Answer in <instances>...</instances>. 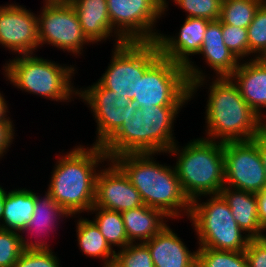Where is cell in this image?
Returning <instances> with one entry per match:
<instances>
[{"label":"cell","mask_w":266,"mask_h":267,"mask_svg":"<svg viewBox=\"0 0 266 267\" xmlns=\"http://www.w3.org/2000/svg\"><path fill=\"white\" fill-rule=\"evenodd\" d=\"M44 194L45 195L42 197L41 195L38 196V193H35L34 212L26 229L22 232L23 234L29 232L31 235L39 234V236H44L45 234H48V232L50 233V230L53 232L52 229L59 225L56 223L62 217H72L54 201L48 191H45Z\"/></svg>","instance_id":"25"},{"label":"cell","mask_w":266,"mask_h":267,"mask_svg":"<svg viewBox=\"0 0 266 267\" xmlns=\"http://www.w3.org/2000/svg\"><path fill=\"white\" fill-rule=\"evenodd\" d=\"M197 267H248V262L244 251L198 247Z\"/></svg>","instance_id":"31"},{"label":"cell","mask_w":266,"mask_h":267,"mask_svg":"<svg viewBox=\"0 0 266 267\" xmlns=\"http://www.w3.org/2000/svg\"><path fill=\"white\" fill-rule=\"evenodd\" d=\"M198 54L204 55L205 62L216 73L215 77H230L240 63L224 44L222 25L218 20L208 24Z\"/></svg>","instance_id":"20"},{"label":"cell","mask_w":266,"mask_h":267,"mask_svg":"<svg viewBox=\"0 0 266 267\" xmlns=\"http://www.w3.org/2000/svg\"><path fill=\"white\" fill-rule=\"evenodd\" d=\"M182 240L166 225L144 242L150 250L154 267H197V250L191 252Z\"/></svg>","instance_id":"18"},{"label":"cell","mask_w":266,"mask_h":267,"mask_svg":"<svg viewBox=\"0 0 266 267\" xmlns=\"http://www.w3.org/2000/svg\"><path fill=\"white\" fill-rule=\"evenodd\" d=\"M61 157V158H60ZM58 155L47 191L70 216L89 212L95 202L96 176L108 156L99 145L76 146Z\"/></svg>","instance_id":"1"},{"label":"cell","mask_w":266,"mask_h":267,"mask_svg":"<svg viewBox=\"0 0 266 267\" xmlns=\"http://www.w3.org/2000/svg\"><path fill=\"white\" fill-rule=\"evenodd\" d=\"M142 110L138 108L133 116L124 120L121 127L101 146L112 160L127 153H142Z\"/></svg>","instance_id":"23"},{"label":"cell","mask_w":266,"mask_h":267,"mask_svg":"<svg viewBox=\"0 0 266 267\" xmlns=\"http://www.w3.org/2000/svg\"><path fill=\"white\" fill-rule=\"evenodd\" d=\"M183 9L186 17L204 18L209 21H217L220 17L222 0H173Z\"/></svg>","instance_id":"33"},{"label":"cell","mask_w":266,"mask_h":267,"mask_svg":"<svg viewBox=\"0 0 266 267\" xmlns=\"http://www.w3.org/2000/svg\"><path fill=\"white\" fill-rule=\"evenodd\" d=\"M106 267H124V266L115 258Z\"/></svg>","instance_id":"43"},{"label":"cell","mask_w":266,"mask_h":267,"mask_svg":"<svg viewBox=\"0 0 266 267\" xmlns=\"http://www.w3.org/2000/svg\"><path fill=\"white\" fill-rule=\"evenodd\" d=\"M35 207V192L26 188L4 189V209L0 228L21 233L26 229Z\"/></svg>","instance_id":"22"},{"label":"cell","mask_w":266,"mask_h":267,"mask_svg":"<svg viewBox=\"0 0 266 267\" xmlns=\"http://www.w3.org/2000/svg\"><path fill=\"white\" fill-rule=\"evenodd\" d=\"M3 96L4 95L1 94V91H0V122H13L11 121L10 117L7 115L9 113L8 106H7L8 104H6L7 103L5 101L6 99Z\"/></svg>","instance_id":"41"},{"label":"cell","mask_w":266,"mask_h":267,"mask_svg":"<svg viewBox=\"0 0 266 267\" xmlns=\"http://www.w3.org/2000/svg\"><path fill=\"white\" fill-rule=\"evenodd\" d=\"M4 209V188L0 185V220L3 215Z\"/></svg>","instance_id":"42"},{"label":"cell","mask_w":266,"mask_h":267,"mask_svg":"<svg viewBox=\"0 0 266 267\" xmlns=\"http://www.w3.org/2000/svg\"><path fill=\"white\" fill-rule=\"evenodd\" d=\"M20 234L0 228V267H13L24 250L50 249L44 240L30 241Z\"/></svg>","instance_id":"26"},{"label":"cell","mask_w":266,"mask_h":267,"mask_svg":"<svg viewBox=\"0 0 266 267\" xmlns=\"http://www.w3.org/2000/svg\"><path fill=\"white\" fill-rule=\"evenodd\" d=\"M76 235L79 250L88 257L99 258L104 262L102 267H106L116 258V251L107 243L97 225L89 218L78 219L76 224Z\"/></svg>","instance_id":"24"},{"label":"cell","mask_w":266,"mask_h":267,"mask_svg":"<svg viewBox=\"0 0 266 267\" xmlns=\"http://www.w3.org/2000/svg\"><path fill=\"white\" fill-rule=\"evenodd\" d=\"M244 252L248 267H266V237L250 239Z\"/></svg>","instance_id":"37"},{"label":"cell","mask_w":266,"mask_h":267,"mask_svg":"<svg viewBox=\"0 0 266 267\" xmlns=\"http://www.w3.org/2000/svg\"><path fill=\"white\" fill-rule=\"evenodd\" d=\"M68 2L77 14L84 35L92 44L110 39L113 35L114 47L126 42L111 26L107 0H69Z\"/></svg>","instance_id":"16"},{"label":"cell","mask_w":266,"mask_h":267,"mask_svg":"<svg viewBox=\"0 0 266 267\" xmlns=\"http://www.w3.org/2000/svg\"><path fill=\"white\" fill-rule=\"evenodd\" d=\"M182 106H156L142 110V153H167L177 142L173 136L174 120ZM173 128V129H172Z\"/></svg>","instance_id":"15"},{"label":"cell","mask_w":266,"mask_h":267,"mask_svg":"<svg viewBox=\"0 0 266 267\" xmlns=\"http://www.w3.org/2000/svg\"><path fill=\"white\" fill-rule=\"evenodd\" d=\"M257 202L260 223L266 228V189L257 194Z\"/></svg>","instance_id":"40"},{"label":"cell","mask_w":266,"mask_h":267,"mask_svg":"<svg viewBox=\"0 0 266 267\" xmlns=\"http://www.w3.org/2000/svg\"><path fill=\"white\" fill-rule=\"evenodd\" d=\"M52 249L24 250L13 267H61Z\"/></svg>","instance_id":"36"},{"label":"cell","mask_w":266,"mask_h":267,"mask_svg":"<svg viewBox=\"0 0 266 267\" xmlns=\"http://www.w3.org/2000/svg\"><path fill=\"white\" fill-rule=\"evenodd\" d=\"M253 140L258 144L266 175V127L258 135H256Z\"/></svg>","instance_id":"39"},{"label":"cell","mask_w":266,"mask_h":267,"mask_svg":"<svg viewBox=\"0 0 266 267\" xmlns=\"http://www.w3.org/2000/svg\"><path fill=\"white\" fill-rule=\"evenodd\" d=\"M155 155L127 153L112 160L138 190L144 205L159 209L172 220L178 219L181 214L183 217V213L189 218L191 201L181 188L175 168L156 162Z\"/></svg>","instance_id":"2"},{"label":"cell","mask_w":266,"mask_h":267,"mask_svg":"<svg viewBox=\"0 0 266 267\" xmlns=\"http://www.w3.org/2000/svg\"><path fill=\"white\" fill-rule=\"evenodd\" d=\"M212 80L205 107V139L222 143L253 140L266 122L250 108L230 77Z\"/></svg>","instance_id":"3"},{"label":"cell","mask_w":266,"mask_h":267,"mask_svg":"<svg viewBox=\"0 0 266 267\" xmlns=\"http://www.w3.org/2000/svg\"><path fill=\"white\" fill-rule=\"evenodd\" d=\"M0 45L18 56L36 54L38 16L16 3L0 5Z\"/></svg>","instance_id":"13"},{"label":"cell","mask_w":266,"mask_h":267,"mask_svg":"<svg viewBox=\"0 0 266 267\" xmlns=\"http://www.w3.org/2000/svg\"><path fill=\"white\" fill-rule=\"evenodd\" d=\"M224 44L239 62L248 57V32L246 28L235 27L220 22Z\"/></svg>","instance_id":"35"},{"label":"cell","mask_w":266,"mask_h":267,"mask_svg":"<svg viewBox=\"0 0 266 267\" xmlns=\"http://www.w3.org/2000/svg\"><path fill=\"white\" fill-rule=\"evenodd\" d=\"M266 0H222L219 22L248 28L259 7Z\"/></svg>","instance_id":"29"},{"label":"cell","mask_w":266,"mask_h":267,"mask_svg":"<svg viewBox=\"0 0 266 267\" xmlns=\"http://www.w3.org/2000/svg\"><path fill=\"white\" fill-rule=\"evenodd\" d=\"M116 259L124 267H154L150 250L144 242L130 243L116 252Z\"/></svg>","instance_id":"34"},{"label":"cell","mask_w":266,"mask_h":267,"mask_svg":"<svg viewBox=\"0 0 266 267\" xmlns=\"http://www.w3.org/2000/svg\"><path fill=\"white\" fill-rule=\"evenodd\" d=\"M129 88L127 96L138 108L183 106L191 100L185 67L162 56Z\"/></svg>","instance_id":"7"},{"label":"cell","mask_w":266,"mask_h":267,"mask_svg":"<svg viewBox=\"0 0 266 267\" xmlns=\"http://www.w3.org/2000/svg\"><path fill=\"white\" fill-rule=\"evenodd\" d=\"M15 127L13 122H0V159L7 153L9 146L15 139Z\"/></svg>","instance_id":"38"},{"label":"cell","mask_w":266,"mask_h":267,"mask_svg":"<svg viewBox=\"0 0 266 267\" xmlns=\"http://www.w3.org/2000/svg\"><path fill=\"white\" fill-rule=\"evenodd\" d=\"M219 195L232 211L238 226L251 239L266 237V228L258 217L257 194L224 186Z\"/></svg>","instance_id":"19"},{"label":"cell","mask_w":266,"mask_h":267,"mask_svg":"<svg viewBox=\"0 0 266 267\" xmlns=\"http://www.w3.org/2000/svg\"><path fill=\"white\" fill-rule=\"evenodd\" d=\"M34 55H17L5 63L3 75L7 81L22 91L51 101L71 102L74 97L77 98L78 88L71 83L76 73L74 66H62Z\"/></svg>","instance_id":"5"},{"label":"cell","mask_w":266,"mask_h":267,"mask_svg":"<svg viewBox=\"0 0 266 267\" xmlns=\"http://www.w3.org/2000/svg\"><path fill=\"white\" fill-rule=\"evenodd\" d=\"M209 197L206 202H201L200 198L191 202L188 219L196 231L198 246L245 251L251 238L238 226L230 207L220 195Z\"/></svg>","instance_id":"6"},{"label":"cell","mask_w":266,"mask_h":267,"mask_svg":"<svg viewBox=\"0 0 266 267\" xmlns=\"http://www.w3.org/2000/svg\"><path fill=\"white\" fill-rule=\"evenodd\" d=\"M210 22L204 18L186 17L178 35L173 37L159 32L155 41L162 57L185 67L190 84V99H193L199 87L208 85L207 75L205 76L203 70L195 66L189 57L199 53Z\"/></svg>","instance_id":"10"},{"label":"cell","mask_w":266,"mask_h":267,"mask_svg":"<svg viewBox=\"0 0 266 267\" xmlns=\"http://www.w3.org/2000/svg\"><path fill=\"white\" fill-rule=\"evenodd\" d=\"M114 50V51H113ZM112 59L105 73L98 82L105 88L114 91L118 97L127 96L130 82H134L161 57L159 48L153 42H125L115 46Z\"/></svg>","instance_id":"8"},{"label":"cell","mask_w":266,"mask_h":267,"mask_svg":"<svg viewBox=\"0 0 266 267\" xmlns=\"http://www.w3.org/2000/svg\"><path fill=\"white\" fill-rule=\"evenodd\" d=\"M110 162V163H109ZM104 169L99 167L96 176L95 202L93 207H100L117 212H124L144 205L140 193L130 182L123 170L113 161L108 160Z\"/></svg>","instance_id":"14"},{"label":"cell","mask_w":266,"mask_h":267,"mask_svg":"<svg viewBox=\"0 0 266 267\" xmlns=\"http://www.w3.org/2000/svg\"><path fill=\"white\" fill-rule=\"evenodd\" d=\"M107 6L112 28L126 42L156 41L153 28L164 9L159 0H107Z\"/></svg>","instance_id":"11"},{"label":"cell","mask_w":266,"mask_h":267,"mask_svg":"<svg viewBox=\"0 0 266 267\" xmlns=\"http://www.w3.org/2000/svg\"><path fill=\"white\" fill-rule=\"evenodd\" d=\"M89 213H95V218L92 220L99 228L101 234L106 239L107 243L113 249L118 246L119 250L130 244L122 214L115 210H109L100 207H92Z\"/></svg>","instance_id":"27"},{"label":"cell","mask_w":266,"mask_h":267,"mask_svg":"<svg viewBox=\"0 0 266 267\" xmlns=\"http://www.w3.org/2000/svg\"><path fill=\"white\" fill-rule=\"evenodd\" d=\"M38 16L39 48L44 44L79 56L91 43L84 35L77 14L68 1L43 0Z\"/></svg>","instance_id":"9"},{"label":"cell","mask_w":266,"mask_h":267,"mask_svg":"<svg viewBox=\"0 0 266 267\" xmlns=\"http://www.w3.org/2000/svg\"><path fill=\"white\" fill-rule=\"evenodd\" d=\"M225 186L251 193L266 189L265 168L254 140L224 142Z\"/></svg>","instance_id":"12"},{"label":"cell","mask_w":266,"mask_h":267,"mask_svg":"<svg viewBox=\"0 0 266 267\" xmlns=\"http://www.w3.org/2000/svg\"><path fill=\"white\" fill-rule=\"evenodd\" d=\"M177 145L167 154L177 156L174 168L187 198L192 202L201 196L219 195L225 186L224 143L204 137L190 140L181 148Z\"/></svg>","instance_id":"4"},{"label":"cell","mask_w":266,"mask_h":267,"mask_svg":"<svg viewBox=\"0 0 266 267\" xmlns=\"http://www.w3.org/2000/svg\"><path fill=\"white\" fill-rule=\"evenodd\" d=\"M159 2H160V4H161V6L164 8L163 9V14L165 15L166 13V11H167V8H168V1L167 0H159Z\"/></svg>","instance_id":"44"},{"label":"cell","mask_w":266,"mask_h":267,"mask_svg":"<svg viewBox=\"0 0 266 267\" xmlns=\"http://www.w3.org/2000/svg\"><path fill=\"white\" fill-rule=\"evenodd\" d=\"M121 214L130 243H136V241L142 243L150 240L168 224V219L170 220L159 209L146 205L124 211Z\"/></svg>","instance_id":"21"},{"label":"cell","mask_w":266,"mask_h":267,"mask_svg":"<svg viewBox=\"0 0 266 267\" xmlns=\"http://www.w3.org/2000/svg\"><path fill=\"white\" fill-rule=\"evenodd\" d=\"M260 59H261L264 63H266V51H265V53L260 57Z\"/></svg>","instance_id":"45"},{"label":"cell","mask_w":266,"mask_h":267,"mask_svg":"<svg viewBox=\"0 0 266 267\" xmlns=\"http://www.w3.org/2000/svg\"><path fill=\"white\" fill-rule=\"evenodd\" d=\"M230 76L250 108L266 122V63L260 58L248 57ZM263 110V111H262Z\"/></svg>","instance_id":"17"},{"label":"cell","mask_w":266,"mask_h":267,"mask_svg":"<svg viewBox=\"0 0 266 267\" xmlns=\"http://www.w3.org/2000/svg\"><path fill=\"white\" fill-rule=\"evenodd\" d=\"M248 56L260 58L266 51V1L257 10L247 28Z\"/></svg>","instance_id":"32"},{"label":"cell","mask_w":266,"mask_h":267,"mask_svg":"<svg viewBox=\"0 0 266 267\" xmlns=\"http://www.w3.org/2000/svg\"><path fill=\"white\" fill-rule=\"evenodd\" d=\"M138 109L134 102H130L125 108L116 107L111 110H91L97 123L96 140L93 145L102 146Z\"/></svg>","instance_id":"28"},{"label":"cell","mask_w":266,"mask_h":267,"mask_svg":"<svg viewBox=\"0 0 266 267\" xmlns=\"http://www.w3.org/2000/svg\"><path fill=\"white\" fill-rule=\"evenodd\" d=\"M77 97L83 99L90 110H111L116 107L125 108L131 101L128 96H117L114 91L103 87L98 81L82 90L79 88Z\"/></svg>","instance_id":"30"}]
</instances>
